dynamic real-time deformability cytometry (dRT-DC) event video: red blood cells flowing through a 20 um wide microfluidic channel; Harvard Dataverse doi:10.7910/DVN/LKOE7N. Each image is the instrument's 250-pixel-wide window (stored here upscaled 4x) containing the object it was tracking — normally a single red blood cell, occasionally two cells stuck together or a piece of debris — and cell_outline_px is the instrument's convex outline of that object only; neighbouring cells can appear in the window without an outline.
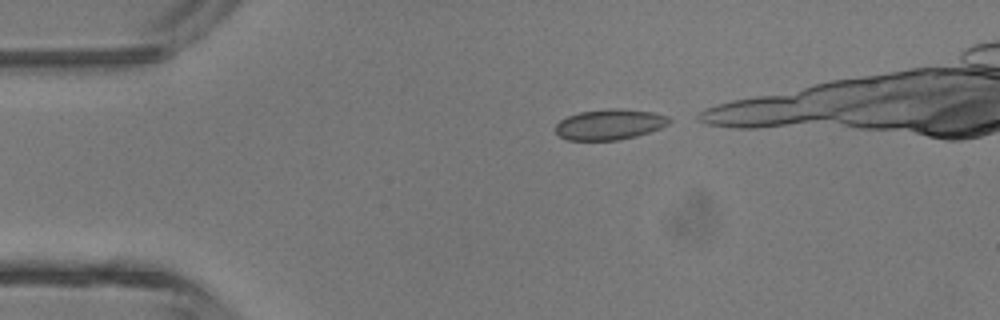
{"species": "common noctule bat (a hibernating species)", "species_latin": "Nyctalus noctula", "temperature_condition": "room temperature", "stored_images_in_passage": 3, "camera_frame_rate_fps": 3000, "um_per_image_px": 0.085, "animal": {"sex": "male", "body_mass_g": 13.3}, "frame": {"image": 1, "passage_image": 1, "time_ms": 0.0, "image_size_px": [1000, 320], "cell_outline_px": [[672, 120], [668, 124], [660, 128], [636, 136], [616, 140], [568, 140], [560, 136], [556, 132], [556, 124], [560, 120], [568, 116], [580, 112], [608, 108], [616, 108], [652, 112], [668, 116]], "centroid_in_image_um": [51.82, 10.57], "position_along_channel_um": 33.2, "area_um2": 20.11}}